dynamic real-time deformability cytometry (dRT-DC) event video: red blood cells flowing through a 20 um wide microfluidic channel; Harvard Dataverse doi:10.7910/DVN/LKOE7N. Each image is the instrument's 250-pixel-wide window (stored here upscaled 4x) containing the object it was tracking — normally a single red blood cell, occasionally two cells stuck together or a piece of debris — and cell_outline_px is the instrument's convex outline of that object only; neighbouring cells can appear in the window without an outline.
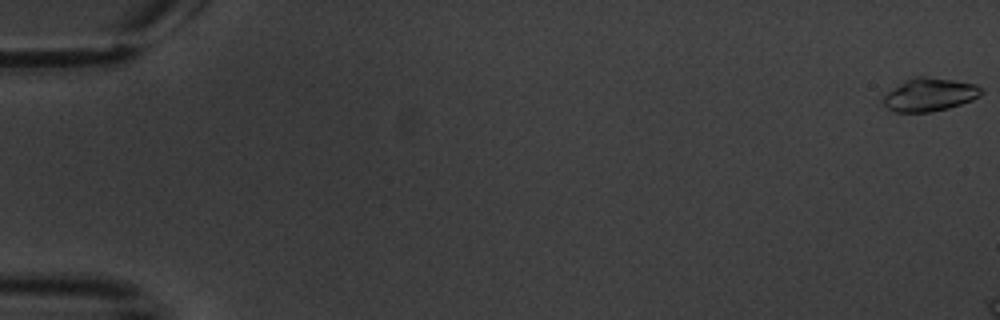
{"species": "common noctule bat (a hibernating species)", "species_latin": "Nyctalus noctula", "temperature_condition": "warm", "stored_images_in_passage": 3, "camera_frame_rate_fps": 3000, "um_per_image_px": 0.085, "animal": {"sex": "male", "body_mass_g": 20.1, "forearm_length_mm": 53.5}, "frame": {"image": 1, "passage_image": 1, "time_ms": 0.0, "image_size_px": [1000, 320], "cell_outline_px": [[984, 92], [980, 96], [972, 100], [948, 108], [932, 112], [896, 112], [888, 108], [880, 100], [888, 92], [904, 80], [916, 76], [924, 76], [952, 80], [976, 84], [984, 88]], "centroid_in_image_um": [79.03, 8.04], "position_along_channel_um": 6.0, "area_um2": 19.02}}